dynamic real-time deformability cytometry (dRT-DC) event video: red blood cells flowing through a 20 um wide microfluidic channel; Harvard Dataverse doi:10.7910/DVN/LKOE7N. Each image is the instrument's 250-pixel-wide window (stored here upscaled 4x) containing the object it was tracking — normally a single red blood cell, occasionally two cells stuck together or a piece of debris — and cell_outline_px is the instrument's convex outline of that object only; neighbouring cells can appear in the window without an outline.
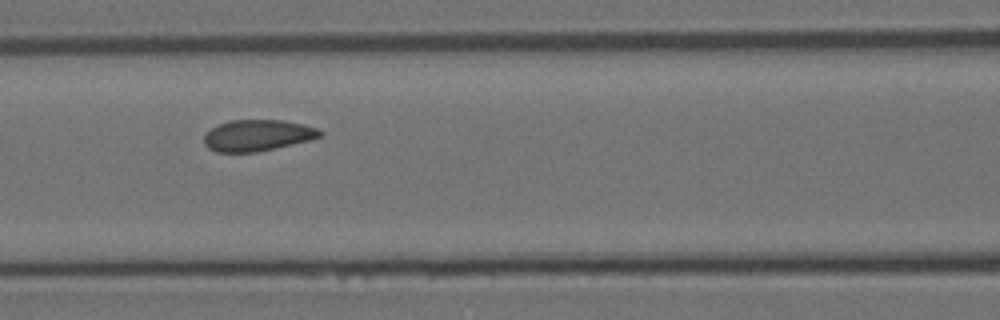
{"species": "Egyptian fruit bat (a non-hibernating species)", "species_latin": "Rousettus aegyptiacus", "temperature_condition": "room temperature", "stored_images_in_passage": 9, "camera_frame_rate_fps": 3000, "um_per_image_px": 0.085, "animal": {"sex": "female"}, "frame": {"image": 1, "passage_image": 6, "time_ms": 1.667, "image_size_px": [1000, 320], "cell_outline_px": [[324, 136], [308, 140], [256, 152], [216, 152], [208, 148], [204, 144], [204, 136], [212, 128], [228, 120], [280, 120], [304, 124], [316, 128], [324, 132]], "centroid_in_image_um": [21.89, 11.5], "position_along_channel_um": 144.7, "area_um2": 20.98}}
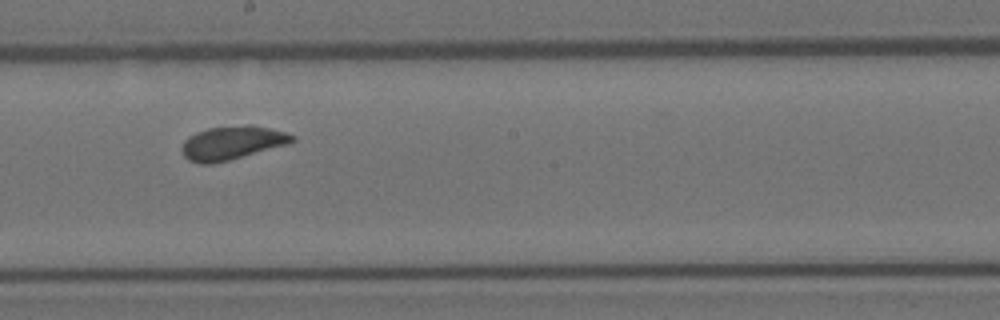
{"frame": {"image": 2, "passage_image": 8, "time_ms": 2.333, "image_size_px": [1000, 320], "cell_outline_px": [[296, 140], [288, 144], [228, 160], [212, 164], [200, 164], [188, 160], [184, 156], [180, 148], [184, 140], [188, 136], [196, 132], [208, 128], [248, 124], [252, 124], [284, 132], [296, 136]], "centroid_in_image_um": [19.69, 12.14], "position_along_channel_um": 228.5, "area_um2": 21.68}}
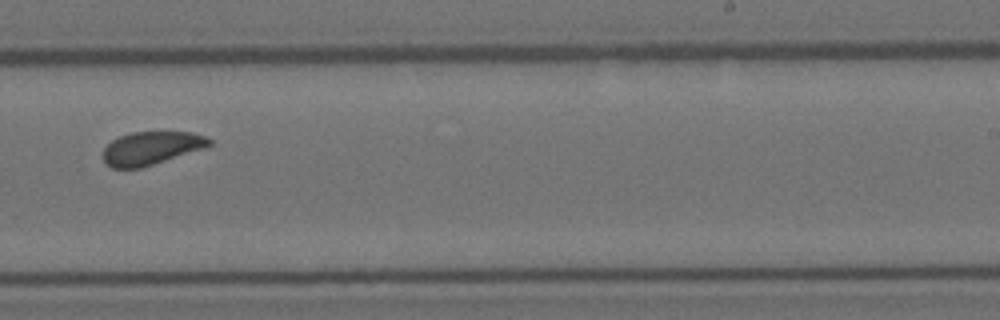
{"frame": {"image": 3, "passage_image": 9, "time_ms": 2.667, "image_size_px": [1000, 320], "cell_outline_px": [[212, 144], [204, 148], [140, 168], [112, 168], [104, 160], [104, 148], [112, 140], [120, 136], [132, 132], [192, 132], [204, 136], [212, 140]], "centroid_in_image_um": [12.86, 12.58], "position_along_channel_um": 276.1, "area_um2": 20.23}}